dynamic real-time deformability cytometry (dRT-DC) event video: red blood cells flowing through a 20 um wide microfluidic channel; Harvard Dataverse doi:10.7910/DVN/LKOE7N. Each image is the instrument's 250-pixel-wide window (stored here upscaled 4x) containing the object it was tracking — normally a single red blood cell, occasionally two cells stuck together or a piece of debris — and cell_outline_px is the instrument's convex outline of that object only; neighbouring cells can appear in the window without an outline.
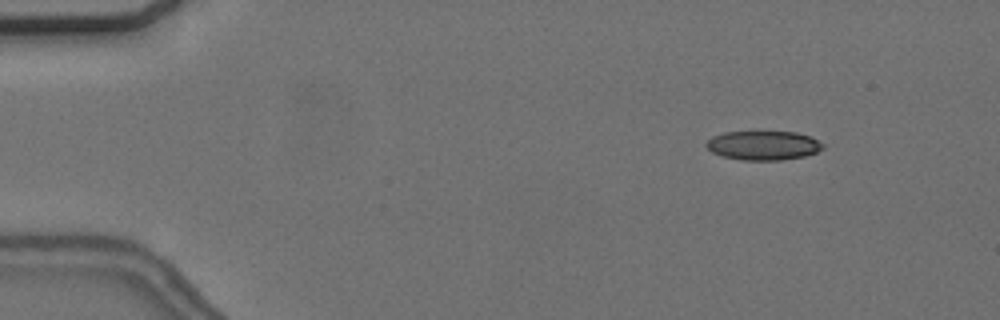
{"species": "common noctule bat (a hibernating species)", "species_latin": "Nyctalus noctula", "temperature_condition": "cold", "stored_images_in_passage": 56, "camera_frame_rate_fps": 3000, "um_per_image_px": 0.085, "animal": {"sex": "female", "body_mass_g": 24.6, "forearm_length_mm": 56.2}, "frame": {"image": 1, "passage_image": 7, "time_ms": 2.0, "image_size_px": [1000, 320], "cell_outline_px": [[824, 148], [816, 152], [804, 156], [780, 160], [740, 160], [724, 156], [712, 152], [704, 144], [712, 136], [724, 132], [796, 132], [812, 136], [824, 144]], "centroid_in_image_um": [64.9, 12.35], "position_along_channel_um": 20.1, "area_um2": 19.83}}
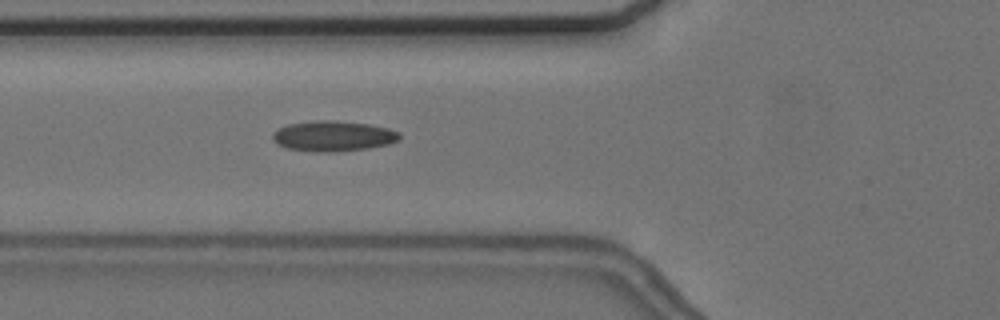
{"frame": {"image": 2, "passage_image": 21, "time_ms": 6.667, "image_size_px": [1000, 320], "cell_outline_px": [[400, 140], [388, 144], [368, 148], [332, 152], [316, 152], [284, 148], [276, 144], [272, 140], [272, 132], [288, 124], [316, 120], [336, 120], [368, 124], [388, 128], [400, 132]], "centroid_in_image_um": [28.29, 11.57], "position_along_channel_um": 97.5, "area_um2": 22.72}}
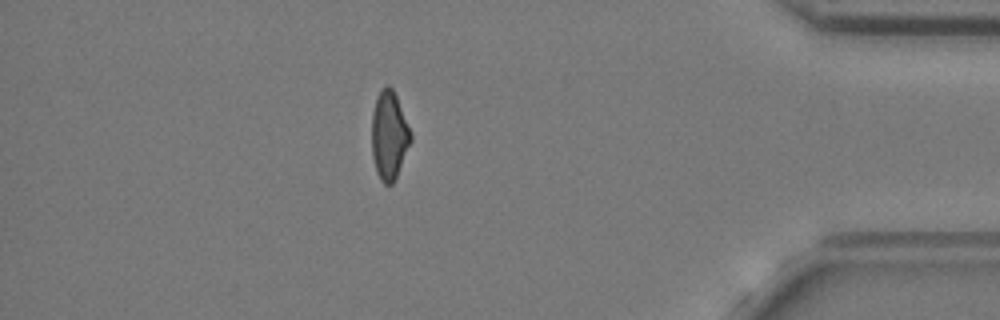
{"frame": {"image": 3, "passage_image": 49, "time_ms": 16.0, "image_size_px": [1000, 320], "cell_outline_px": [[412, 140], [396, 176], [392, 184], [384, 184], [380, 180], [376, 172], [372, 156], [372, 112], [376, 96], [384, 84], [388, 84], [392, 88], [396, 96], [412, 132]], "centroid_in_image_um": [33.07, 11.48], "position_along_channel_um": 402.1, "area_um2": 20.23}, "authors_computed_cell_mechanics": {"area_um2": 20.7791, "velocity_mm_per_s": 3.6898, "shape_relaxation_time_tau1_ms": 9.0596, "shape_relaxation_time_tau2_ms": 2.2182, "deformation_change_tau1": 0.1482, "deformation_change_tau2": 0.0989}}